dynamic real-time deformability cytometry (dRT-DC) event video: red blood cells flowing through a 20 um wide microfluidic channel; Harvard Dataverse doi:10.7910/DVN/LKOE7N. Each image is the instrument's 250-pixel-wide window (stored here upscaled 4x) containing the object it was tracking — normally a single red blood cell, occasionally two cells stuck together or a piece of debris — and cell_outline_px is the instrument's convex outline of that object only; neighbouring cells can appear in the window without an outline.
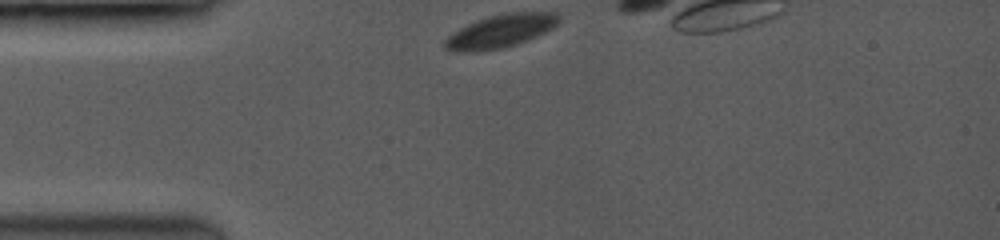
{"species": "common noctule bat (a hibernating species)", "species_latin": "Nyctalus noctula", "temperature_condition": "room temperature", "stored_images_in_passage": 5, "camera_frame_rate_fps": 3500, "um_per_image_px": 0.085, "animal": {"sex": "female", "body_mass_g": 19.0, "forearm_length_mm": 53.3}, "frame": {"image": 1, "passage_image": 1, "time_ms": 0.0, "image_size_px": [1000, 240], "cell_outline_px": [[560, 20], [552, 28], [536, 36], [516, 44], [504, 48], [456, 52], [444, 48], [444, 40], [452, 32], [476, 20], [488, 16], [504, 12], [556, 12], [560, 16]], "centroid_in_image_um": [42.54, 2.62], "position_along_channel_um": 42.5, "area_um2": 21.85}}